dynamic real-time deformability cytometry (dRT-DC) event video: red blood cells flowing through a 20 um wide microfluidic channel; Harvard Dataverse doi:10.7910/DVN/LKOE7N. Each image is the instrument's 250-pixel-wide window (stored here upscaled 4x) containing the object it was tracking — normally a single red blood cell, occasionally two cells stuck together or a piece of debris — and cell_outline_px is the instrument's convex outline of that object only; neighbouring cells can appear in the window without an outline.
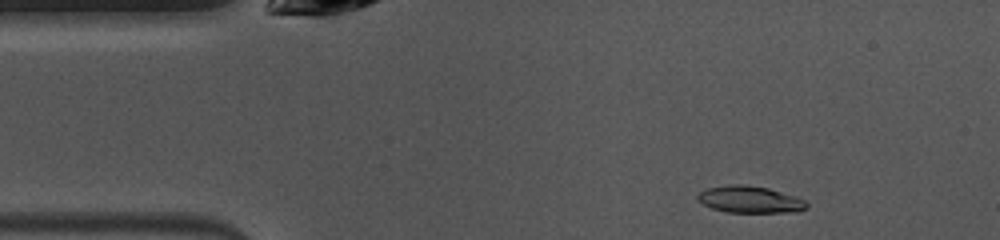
{"species": "common noctule bat (a hibernating species)", "species_latin": "Nyctalus noctula", "temperature_condition": "warm", "stored_images_in_passage": 43, "camera_frame_rate_fps": 3000, "um_per_image_px": 0.085, "animal": {"sex": "female", "body_mass_g": 10.0, "forearm_length_mm": 53.1}, "frame": {"image": 1, "passage_image": 1, "time_ms": 0.0, "image_size_px": [1000, 240], "cell_outline_px": [[808, 208], [796, 212], [728, 212], [712, 208], [704, 204], [696, 196], [700, 192], [708, 188], [728, 184], [744, 184], [768, 188], [796, 196], [804, 200], [808, 204]], "centroid_in_image_um": [63.78, 16.95], "position_along_channel_um": 21.2, "area_um2": 16.99}}
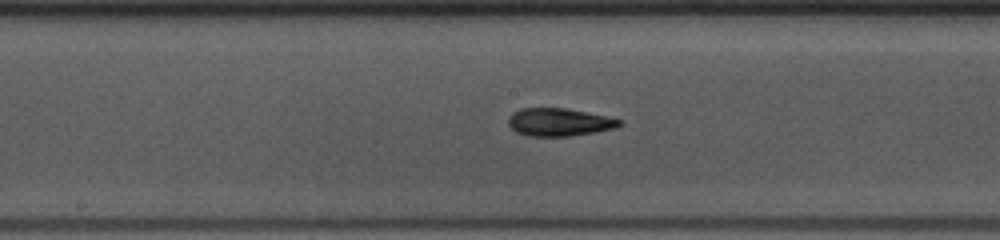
{"frame": {"image": 2, "passage_image": 18, "time_ms": 5.667, "image_size_px": [1000, 240], "cell_outline_px": [[620, 124], [616, 128], [596, 132], [568, 136], [528, 136], [516, 132], [508, 124], [508, 116], [512, 112], [520, 108], [564, 108], [604, 116], [620, 120]], "centroid_in_image_um": [47.45, 10.38], "position_along_channel_um": 200.7, "area_um2": 17.86}}
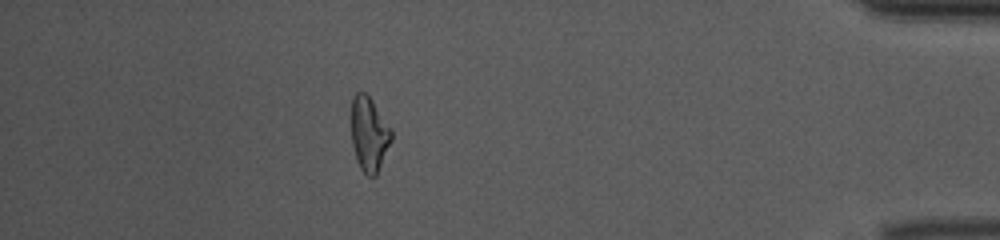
{"frame": {"image": 3, "passage_image": 37, "time_ms": 12.0, "image_size_px": [1000, 240], "cell_outline_px": [[392, 140], [376, 176], [368, 176], [360, 168], [356, 160], [352, 144], [352, 96], [356, 92], [364, 92], [372, 100], [392, 128]], "centroid_in_image_um": [31.39, 11.39], "position_along_channel_um": 403.8, "area_um2": 17.46}, "authors_computed_cell_mechanics": {"area_um2": 17.629, "velocity_mm_per_s": 4.0561, "shape_relaxation_time_tau1_ms": 4.4978, "shape_relaxation_time_tau2_ms": 2.2268, "deformation_change_tau1": 0.1457, "deformation_change_tau2": 0.0953}}